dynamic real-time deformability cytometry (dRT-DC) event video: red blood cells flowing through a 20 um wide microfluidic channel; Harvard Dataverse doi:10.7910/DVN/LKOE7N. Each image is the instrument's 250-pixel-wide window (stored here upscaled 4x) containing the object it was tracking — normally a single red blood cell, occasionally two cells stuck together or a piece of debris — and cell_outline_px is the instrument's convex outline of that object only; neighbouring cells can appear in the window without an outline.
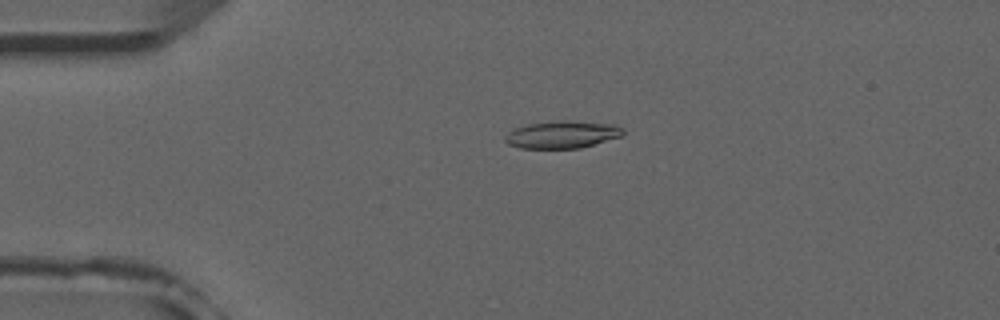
{"species": "common noctule bat (a hibernating species)", "species_latin": "Nyctalus noctula", "temperature_condition": "room temperature", "stored_images_in_passage": 33, "camera_frame_rate_fps": 3000, "um_per_image_px": 0.085, "animal": {"sex": "male", "forearm_length_mm": 52.5}, "frame": {"image": 1, "passage_image": 12, "time_ms": 3.667, "image_size_px": [1000, 320], "cell_outline_px": [[624, 132], [620, 136], [580, 148], [520, 148], [508, 144], [504, 140], [504, 136], [508, 132], [516, 128], [528, 124], [564, 120], [568, 120], [616, 124], [624, 128]], "centroid_in_image_um": [47.78, 11.43], "position_along_channel_um": 37.2, "area_um2": 18.73}}
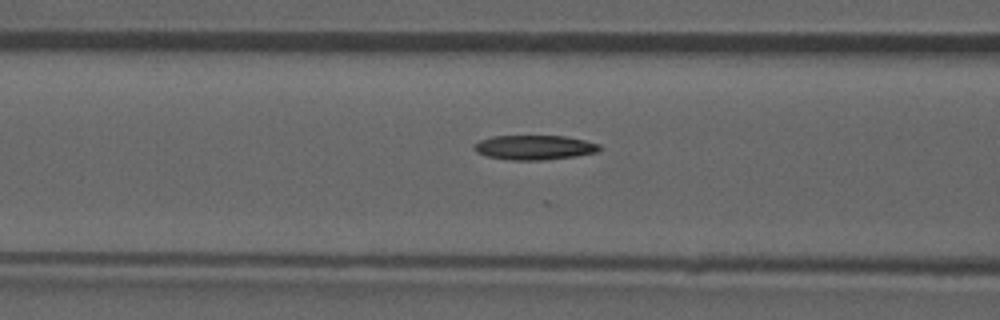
{"frame": {"image": 2, "passage_image": 21, "time_ms": 6.667, "image_size_px": [1000, 320], "cell_outline_px": [[600, 148], [596, 152], [576, 156], [544, 160], [512, 160], [488, 156], [476, 152], [472, 148], [472, 144], [480, 140], [492, 136], [564, 136], [584, 140], [600, 144]], "centroid_in_image_um": [45.38, 12.53], "position_along_channel_um": 121.2, "area_um2": 17.92}}
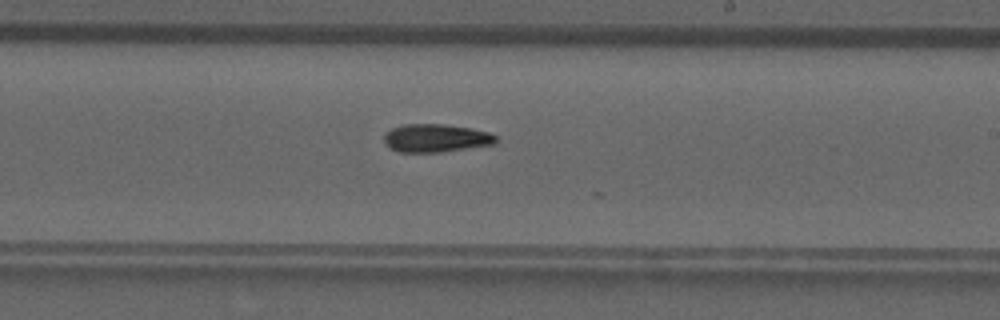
{"frame": {"image": 3, "passage_image": 31, "time_ms": 10.0, "image_size_px": [1000, 320], "cell_outline_px": [[500, 140], [496, 144], [440, 152], [400, 152], [392, 148], [384, 140], [384, 136], [392, 128], [404, 124], [444, 124], [472, 128], [488, 132], [496, 136]], "centroid_in_image_um": [37.12, 11.73], "position_along_channel_um": 251.9, "area_um2": 18.26}}